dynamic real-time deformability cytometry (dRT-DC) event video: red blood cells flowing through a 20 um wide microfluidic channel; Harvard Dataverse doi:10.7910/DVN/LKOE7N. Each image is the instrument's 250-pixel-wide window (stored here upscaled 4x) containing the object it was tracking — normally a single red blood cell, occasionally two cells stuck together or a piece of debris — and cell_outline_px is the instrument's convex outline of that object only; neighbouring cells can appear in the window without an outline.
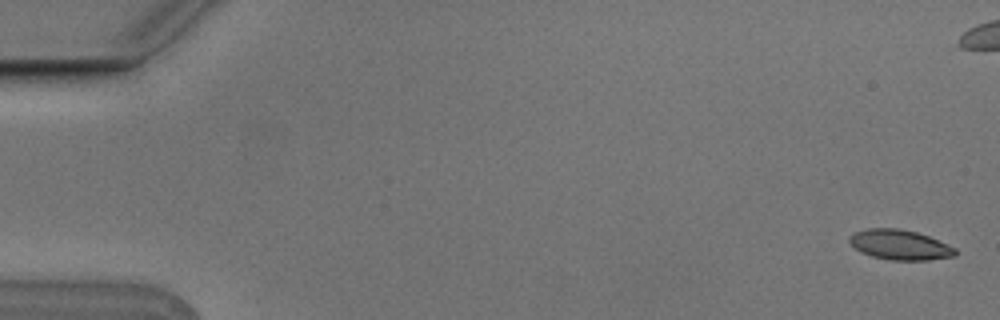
{"species": "Egyptian fruit bat (a non-hibernating species)", "species_latin": "Rousettus aegyptiacus", "temperature_condition": "cold", "stored_images_in_passage": 6, "camera_frame_rate_fps": 3000, "um_per_image_px": 0.085, "animal": {"sex": "male"}, "frame": {"image": 1, "passage_image": 1, "time_ms": 0.0, "image_size_px": [1000, 320], "cell_outline_px": [[956, 256], [928, 260], [888, 260], [872, 256], [860, 252], [848, 240], [848, 236], [856, 232], [868, 228], [900, 228], [916, 232], [928, 236], [956, 248]], "centroid_in_image_um": [76.48, 20.81], "position_along_channel_um": 8.5, "area_um2": 18.5}}